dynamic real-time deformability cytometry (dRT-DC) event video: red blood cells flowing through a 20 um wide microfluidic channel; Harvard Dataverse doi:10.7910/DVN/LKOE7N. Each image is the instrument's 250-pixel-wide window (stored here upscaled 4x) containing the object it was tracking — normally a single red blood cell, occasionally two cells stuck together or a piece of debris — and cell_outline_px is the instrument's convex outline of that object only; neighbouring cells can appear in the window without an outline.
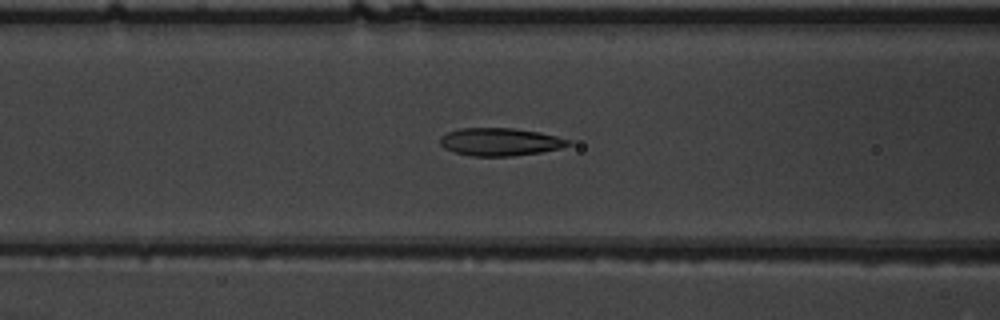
{"species": "common noctule bat (a hibernating species)", "species_latin": "Nyctalus noctula", "temperature_condition": "warm", "stored_images_in_passage": 53, "camera_frame_rate_fps": 3000, "um_per_image_px": 0.085, "animal": {"sex": "male", "body_mass_g": 19.5, "forearm_length_mm": 54.6}, "frame": {"image": 1, "passage_image": 22, "time_ms": 7.0, "image_size_px": [1000, 320], "cell_outline_px": [[572, 144], [560, 148], [540, 152], [512, 156], [472, 156], [452, 152], [444, 148], [440, 144], [440, 136], [448, 132], [460, 128], [512, 128], [540, 132], [556, 136], [568, 140]], "centroid_in_image_um": [42.47, 12.06], "position_along_channel_um": 124.1, "area_um2": 20.75}}
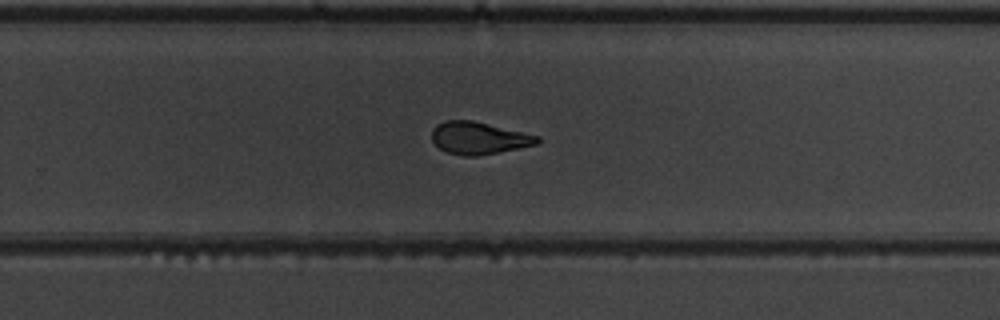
{"frame": {"image": 2, "passage_image": 35, "time_ms": 11.333, "image_size_px": [1000, 320], "cell_outline_px": [[540, 140], [536, 144], [500, 152], [476, 156], [464, 156], [448, 152], [440, 148], [432, 140], [432, 128], [436, 124], [444, 120], [472, 120], [540, 136]], "centroid_in_image_um": [40.68, 11.72], "position_along_channel_um": 289.1, "area_um2": 19.77}}
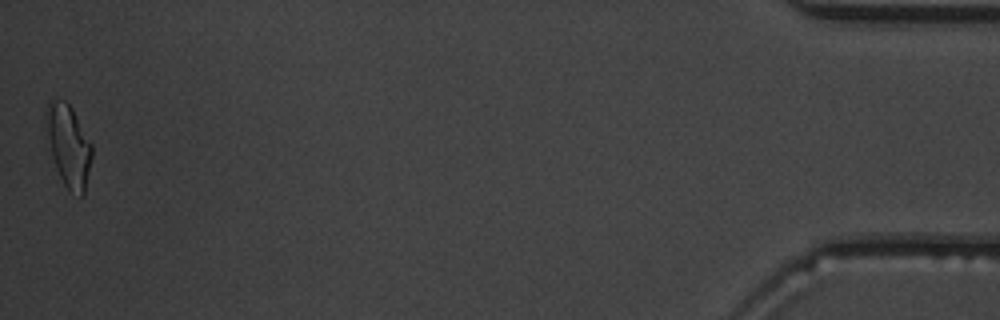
{"frame": {"image": 3, "passage_image": 53, "time_ms": 17.333, "image_size_px": [1000, 320], "cell_outline_px": [[92, 156], [84, 192], [80, 196], [68, 188], [64, 184], [56, 168], [52, 156], [48, 136], [44, 112], [48, 104], [52, 100], [64, 100], [72, 108], [92, 144]], "centroid_in_image_um": [5.83, 12.35], "position_along_channel_um": 429.4, "area_um2": 21.39}, "authors_computed_cell_mechanics": {"area_um2": 20.8658, "velocity_mm_per_s": 3.8187, "shape_relaxation_time_tau1_ms": 7.0117, "shape_relaxation_time_tau2_ms": 1.5988, "deformation_change_tau1": 0.2145, "deformation_change_tau2": 0.0917}}